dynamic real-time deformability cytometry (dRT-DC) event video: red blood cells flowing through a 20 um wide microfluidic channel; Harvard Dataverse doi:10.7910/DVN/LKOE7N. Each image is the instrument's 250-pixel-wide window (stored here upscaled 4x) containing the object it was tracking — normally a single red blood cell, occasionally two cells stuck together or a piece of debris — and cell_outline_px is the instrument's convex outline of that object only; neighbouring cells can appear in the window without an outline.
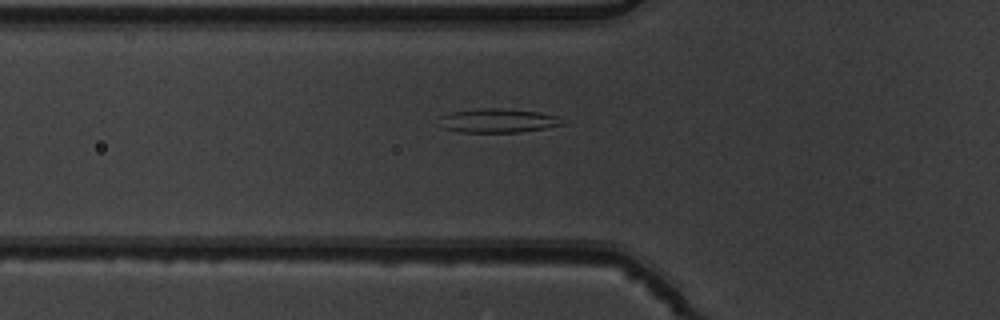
{"species": "common noctule bat (a hibernating species)", "species_latin": "Nyctalus noctula", "temperature_condition": "warm", "stored_images_in_passage": 6, "camera_frame_rate_fps": 3000, "um_per_image_px": 0.085, "animal": {"sex": "male", "body_mass_g": 19.5, "forearm_length_mm": 54.6}, "frame": {"image": 1, "passage_image": 6, "time_ms": 1.667, "image_size_px": [1000, 320], "cell_outline_px": [[564, 124], [544, 128], [520, 132], [460, 132], [440, 128], [440, 116], [448, 112], [480, 108], [500, 108], [540, 112], [556, 116]], "centroid_in_image_um": [42.23, 10.25], "position_along_channel_um": 83.6, "area_um2": 17.22}}